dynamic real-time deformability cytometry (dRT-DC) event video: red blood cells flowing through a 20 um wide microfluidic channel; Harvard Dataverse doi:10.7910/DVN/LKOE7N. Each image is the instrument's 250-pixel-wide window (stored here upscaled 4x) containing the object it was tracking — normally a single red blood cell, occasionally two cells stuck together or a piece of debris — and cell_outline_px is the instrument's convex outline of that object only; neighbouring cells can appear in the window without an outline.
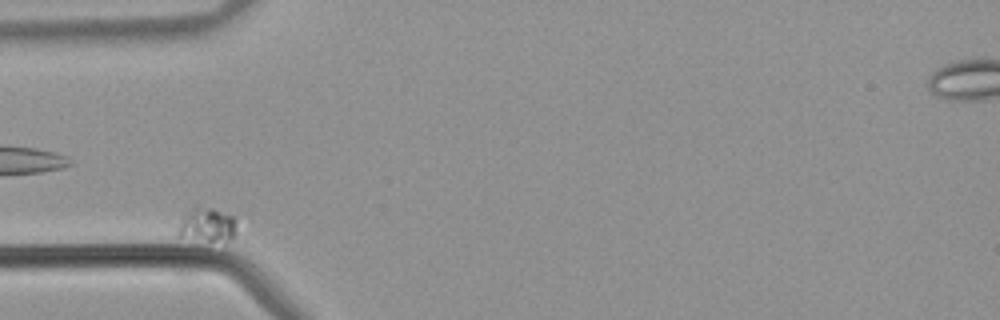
{"species": "common noctule bat (a hibernating species)", "species_latin": "Nyctalus noctula", "temperature_condition": "warm", "stored_images_in_passage": 35, "camera_frame_rate_fps": 3000, "um_per_image_px": 0.085, "animal": {"sex": "male", "body_mass_g": 21.5, "forearm_length_mm": 52.0}, "frame": {"image": 1, "passage_image": 10, "time_ms": 3.0, "image_size_px": [1000, 320], "cell_outline_px": [[236, 232], [228, 240], [208, 240], [176, 236], [176, 232], [184, 216], [188, 212], [196, 208], [212, 208], [232, 216]], "centroid_in_image_um": [17.57, 19.13], "position_along_channel_um": 67.4, "area_um2": 10.92}}
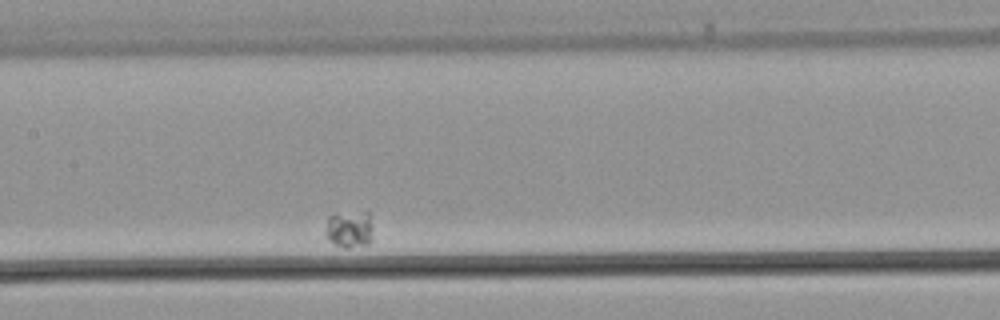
{"frame": {"image": 2, "passage_image": 20, "time_ms": 6.333, "image_size_px": [1000, 320], "cell_outline_px": [[372, 240], [368, 244], [348, 248], [344, 248], [332, 244], [324, 236], [324, 232], [328, 216], [368, 212]], "centroid_in_image_um": [29.63, 19.55], "position_along_channel_um": 177.8, "area_um2": 10.06}}
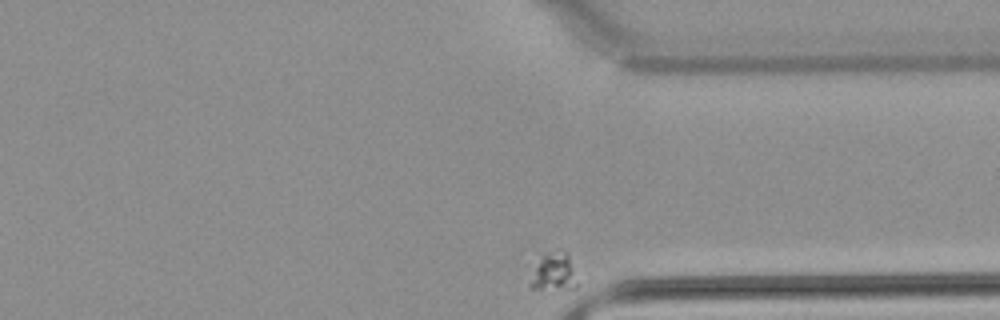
{"frame": {"image": 3, "passage_image": 35, "time_ms": 11.333, "image_size_px": [1000, 320], "cell_outline_px": [[588, 280], [576, 288], [528, 288], [528, 284], [540, 260], [544, 256], [568, 252], [588, 276]], "centroid_in_image_um": [47.42, 23.19], "position_along_channel_um": 364.0, "area_um2": 11.27}}